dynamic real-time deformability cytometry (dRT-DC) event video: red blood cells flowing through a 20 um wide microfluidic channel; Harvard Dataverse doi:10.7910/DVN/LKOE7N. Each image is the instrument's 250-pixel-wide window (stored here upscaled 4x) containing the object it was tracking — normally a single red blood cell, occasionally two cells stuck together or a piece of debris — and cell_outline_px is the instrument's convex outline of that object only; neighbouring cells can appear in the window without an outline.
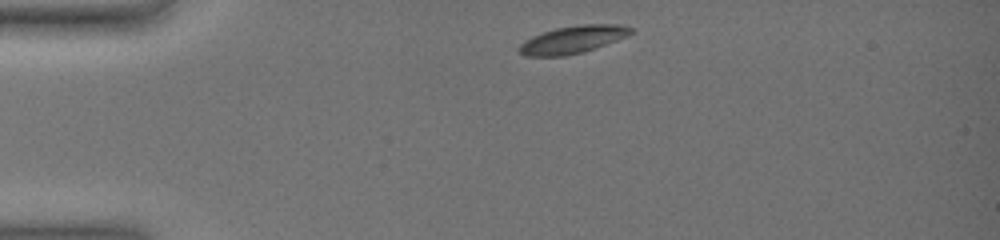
{"species": "common noctule bat (a hibernating species)", "species_latin": "Nyctalus noctula", "temperature_condition": "warm", "stored_images_in_passage": 17, "camera_frame_rate_fps": 3000, "um_per_image_px": 0.085, "animal": {"sex": "female", "body_mass_g": 19.0, "forearm_length_mm": 51.5}, "frame": {"image": 1, "passage_image": 1, "time_ms": 0.0, "image_size_px": [1000, 240], "cell_outline_px": [[636, 28], [628, 36], [596, 48], [584, 52], [564, 56], [524, 56], [516, 48], [524, 40], [532, 36], [556, 28], [580, 24], [620, 24]], "centroid_in_image_um": [48.71, 3.36], "position_along_channel_um": 36.3, "area_um2": 18.15}}
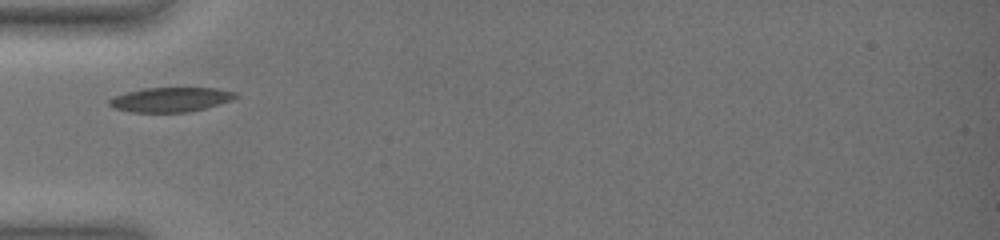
{"frame": {"image": 2, "passage_image": 5, "time_ms": 2.333, "image_size_px": [1000, 240], "cell_outline_px": [[240, 96], [232, 100], [204, 108], [188, 112], [132, 112], [116, 108], [108, 104], [108, 100], [124, 92], [144, 88], [216, 88], [236, 92]], "centroid_in_image_um": [14.52, 8.45], "position_along_channel_um": 70.5, "area_um2": 17.98}}
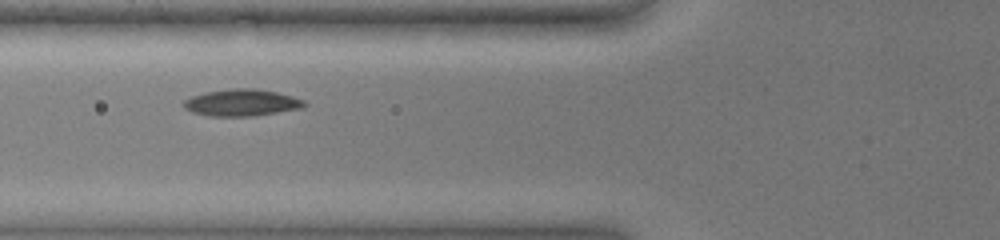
{"frame": {"image": 3, "passage_image": 9, "time_ms": 3.333, "image_size_px": [1000, 240], "cell_outline_px": [[308, 104], [304, 108], [252, 116], [212, 116], [192, 112], [184, 108], [184, 100], [192, 96], [204, 92], [232, 88], [256, 88], [276, 92], [292, 96], [304, 100]], "centroid_in_image_um": [20.57, 8.72], "position_along_channel_um": 105.2, "area_um2": 18.9}}